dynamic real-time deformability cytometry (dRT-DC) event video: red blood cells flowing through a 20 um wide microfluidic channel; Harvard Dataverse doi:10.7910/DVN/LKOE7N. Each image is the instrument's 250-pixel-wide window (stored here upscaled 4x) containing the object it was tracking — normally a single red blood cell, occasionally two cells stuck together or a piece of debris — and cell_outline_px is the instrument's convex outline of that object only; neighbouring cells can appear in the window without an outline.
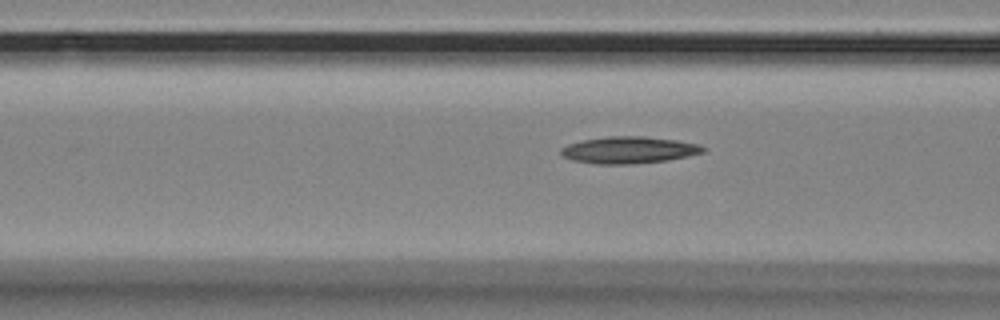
{"species": "Egyptian fruit bat (a non-hibernating species)", "species_latin": "Rousettus aegyptiacus", "temperature_condition": "room temperature", "stored_images_in_passage": 32, "camera_frame_rate_fps": 3000, "um_per_image_px": 0.085, "animal": {"sex": "female"}, "frame": {"image": 1, "passage_image": 9, "time_ms": 2.667, "image_size_px": [1000, 320], "cell_outline_px": [[708, 148], [704, 152], [688, 156], [668, 160], [632, 164], [596, 164], [572, 160], [564, 156], [560, 152], [560, 148], [568, 144], [584, 140], [608, 136], [644, 136], [676, 140], [700, 144]], "centroid_in_image_um": [53.49, 12.75], "position_along_channel_um": 113.1, "area_um2": 22.31}}
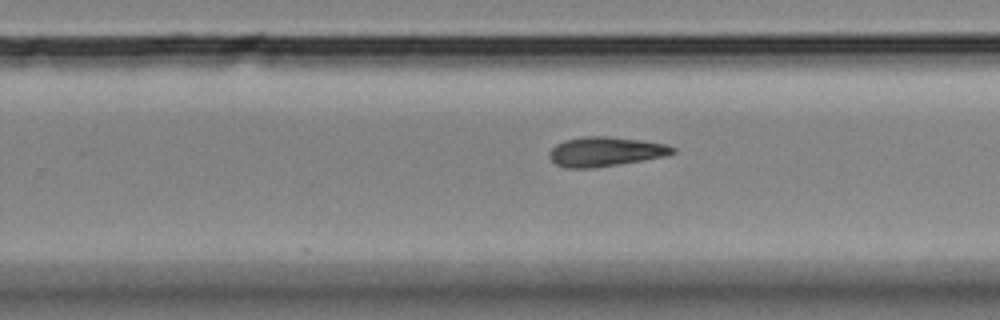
{"frame": {"image": 2, "passage_image": 23, "time_ms": 7.333, "image_size_px": [1000, 320], "cell_outline_px": [[676, 152], [664, 156], [592, 168], [564, 168], [556, 164], [548, 156], [548, 152], [556, 144], [564, 140], [584, 136], [608, 136], [640, 140], [664, 144], [676, 148]], "centroid_in_image_um": [51.4, 12.88], "position_along_channel_um": 278.4, "area_um2": 20.98}}
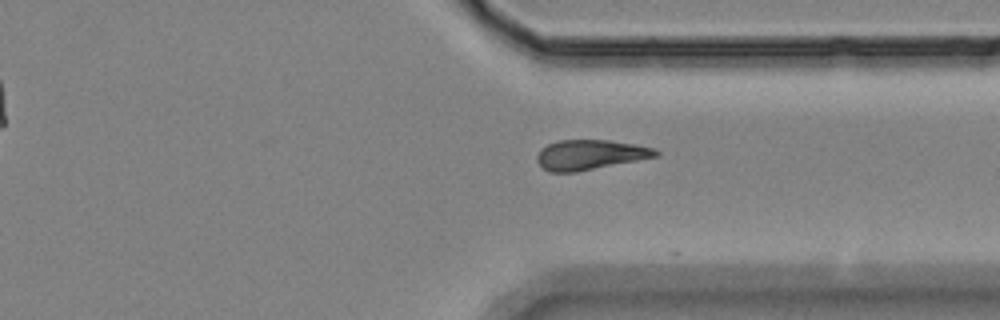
{"frame": {"image": 3, "passage_image": 30, "time_ms": 9.667, "image_size_px": [1000, 320], "cell_outline_px": [[660, 156], [576, 172], [548, 172], [536, 160], [536, 156], [540, 148], [548, 144], [560, 140], [608, 140], [636, 144], [656, 148], [660, 152]], "centroid_in_image_um": [50.18, 13.15], "position_along_channel_um": 361.2, "area_um2": 20.87}}